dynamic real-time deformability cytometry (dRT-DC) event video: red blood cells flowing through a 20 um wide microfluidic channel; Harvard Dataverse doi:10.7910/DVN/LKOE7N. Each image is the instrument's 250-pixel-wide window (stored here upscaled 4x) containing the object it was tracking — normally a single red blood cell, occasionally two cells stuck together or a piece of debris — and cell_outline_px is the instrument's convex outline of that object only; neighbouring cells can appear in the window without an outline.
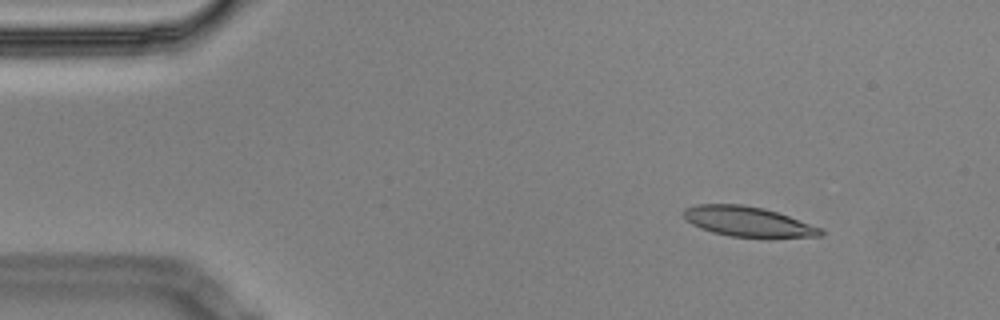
{"species": "Egyptian fruit bat (a non-hibernating species)", "species_latin": "Rousettus aegyptiacus", "temperature_condition": "cold", "stored_images_in_passage": 8, "camera_frame_rate_fps": 3000, "um_per_image_px": 0.085, "animal": {"sex": "male"}, "frame": {"image": 1, "passage_image": 2, "time_ms": 0.333, "image_size_px": [1000, 320], "cell_outline_px": [[824, 236], [732, 236], [712, 232], [700, 228], [692, 224], [684, 216], [684, 208], [696, 204], [740, 204], [764, 208], [824, 228]], "centroid_in_image_um": [63.57, 18.81], "position_along_channel_um": 21.4, "area_um2": 23.47}}
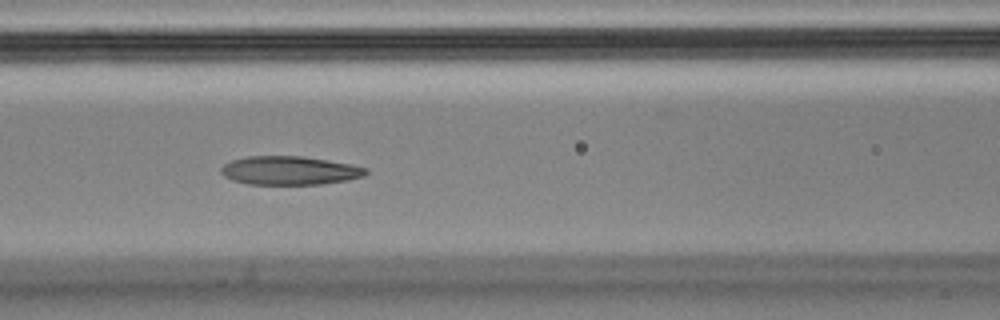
{"frame": {"image": 2, "passage_image": 7, "time_ms": 2.0, "image_size_px": [1000, 320], "cell_outline_px": [[368, 172], [364, 176], [348, 180], [320, 184], [248, 184], [232, 180], [224, 176], [220, 172], [220, 168], [224, 164], [232, 160], [248, 156], [300, 156], [352, 164], [368, 168]], "centroid_in_image_um": [24.62, 14.49], "position_along_channel_um": 142.0, "area_um2": 24.16}}
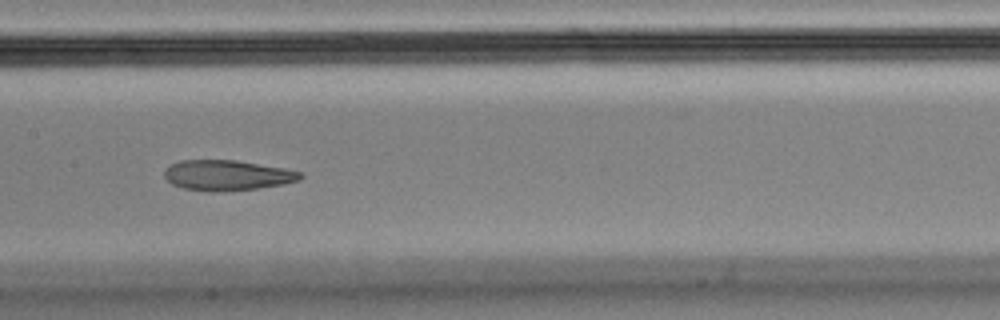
{"frame": {"image": 3, "passage_image": 8, "time_ms": 2.333, "image_size_px": [1000, 320], "cell_outline_px": [[304, 176], [300, 180], [284, 184], [256, 188], [220, 192], [208, 192], [184, 188], [172, 184], [164, 176], [164, 172], [172, 164], [180, 160], [236, 160], [284, 168], [300, 172]], "centroid_in_image_um": [19.32, 14.9], "position_along_channel_um": 188.1, "area_um2": 23.99}}